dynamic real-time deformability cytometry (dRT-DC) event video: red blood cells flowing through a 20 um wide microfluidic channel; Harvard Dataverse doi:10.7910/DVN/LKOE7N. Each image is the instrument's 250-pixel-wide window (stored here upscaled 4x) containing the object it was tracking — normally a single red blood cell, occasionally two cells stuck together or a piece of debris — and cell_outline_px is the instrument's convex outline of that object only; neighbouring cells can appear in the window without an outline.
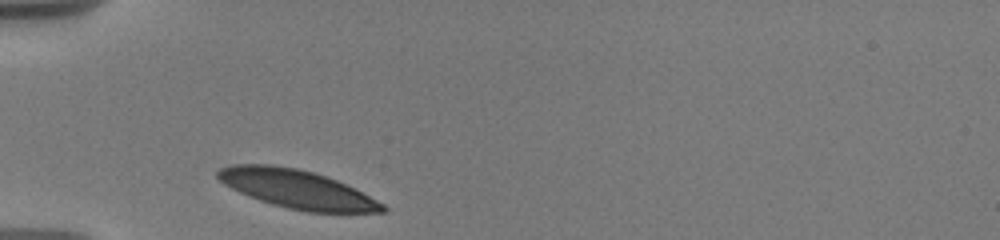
{"species": "human", "species_latin": "Homo sapiens", "temperature_condition": "warm", "stored_images_in_passage": 4, "camera_frame_rate_fps": 3000, "um_per_image_px": 0.085, "donor": {"sex": "male"}, "frame": {"image": 1, "passage_image": 1, "time_ms": 0.0, "image_size_px": [1000, 240], "cell_outline_px": [[388, 208], [384, 212], [308, 212], [288, 208], [272, 204], [248, 196], [224, 184], [216, 176], [216, 172], [220, 168], [232, 164], [272, 164], [296, 168], [312, 172], [336, 180], [384, 204]], "centroid_in_image_um": [25.19, 16.07], "position_along_channel_um": 59.8, "area_um2": 36.47}}
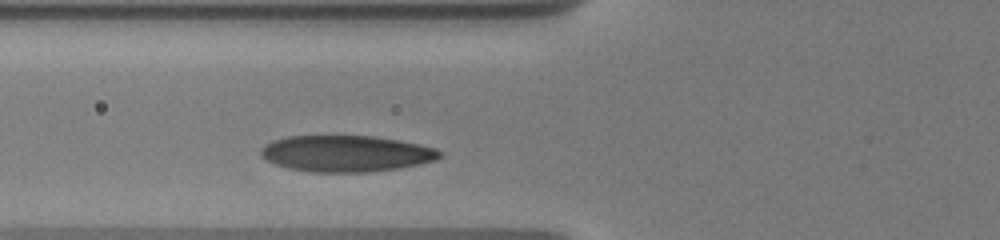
{"frame": {"image": 2, "passage_image": 4, "time_ms": 1.333, "image_size_px": [1000, 240], "cell_outline_px": [[440, 156], [436, 160], [420, 164], [400, 168], [368, 172], [312, 172], [288, 168], [276, 164], [260, 156], [260, 148], [272, 140], [288, 136], [372, 136], [396, 140], [436, 148], [440, 152]], "centroid_in_image_um": [29.39, 13.06], "position_along_channel_um": 96.4, "area_um2": 37.69}}